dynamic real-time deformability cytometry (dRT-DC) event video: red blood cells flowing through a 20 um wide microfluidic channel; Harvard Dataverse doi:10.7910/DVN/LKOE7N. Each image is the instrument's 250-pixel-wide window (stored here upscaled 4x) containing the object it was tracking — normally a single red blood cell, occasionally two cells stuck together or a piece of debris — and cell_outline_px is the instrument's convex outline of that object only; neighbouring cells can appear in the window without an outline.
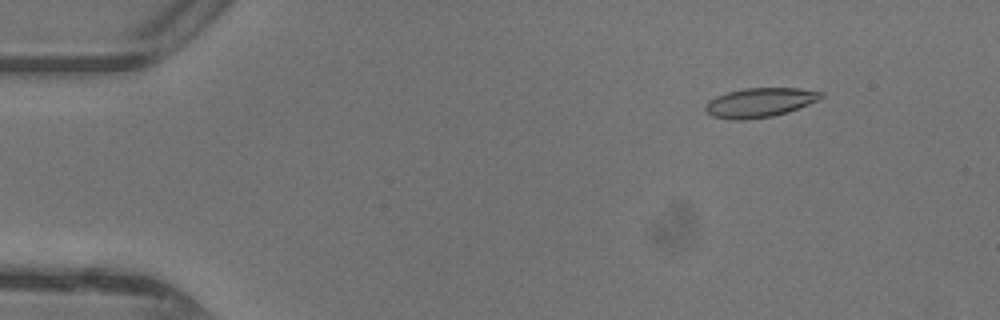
{"species": "common noctule bat (a hibernating species)", "species_latin": "Nyctalus noctula", "temperature_condition": "warm", "stored_images_in_passage": 45, "camera_frame_rate_fps": 3000, "um_per_image_px": 0.085, "animal": {"sex": "female"}, "frame": {"image": 1, "passage_image": 4, "time_ms": 1.0, "image_size_px": [1000, 320], "cell_outline_px": [[824, 96], [820, 100], [788, 112], [772, 116], [744, 120], [732, 120], [712, 116], [704, 108], [704, 104], [708, 100], [716, 96], [728, 92], [744, 88], [800, 88], [824, 92]], "centroid_in_image_um": [64.6, 8.71], "position_along_channel_um": 20.4, "area_um2": 19.94}}
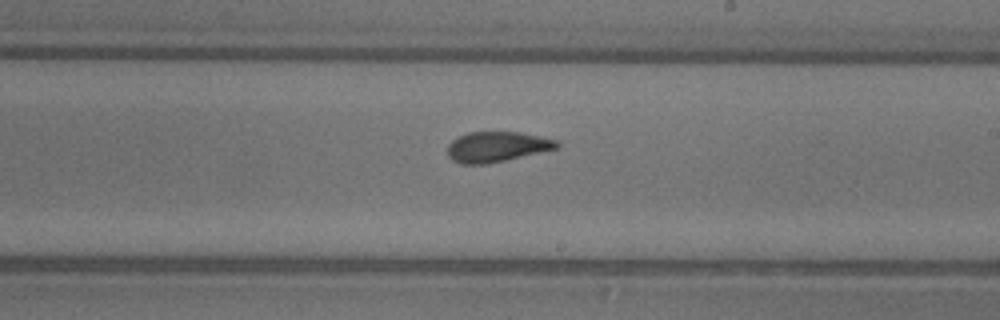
{"frame": {"image": 2, "passage_image": 26, "time_ms": 8.333, "image_size_px": [1000, 320], "cell_outline_px": [[560, 148], [488, 164], [460, 164], [452, 160], [448, 156], [448, 144], [456, 136], [468, 132], [520, 132], [540, 136], [556, 140], [560, 144]], "centroid_in_image_um": [42.23, 12.48], "position_along_channel_um": 246.8, "area_um2": 19.54}}
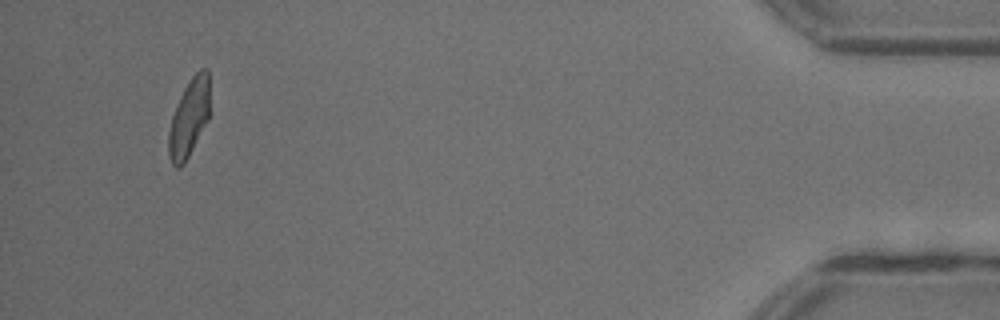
{"frame": {"image": 3, "passage_image": 43, "time_ms": 14.0, "image_size_px": [1000, 320], "cell_outline_px": [[208, 120], [184, 164], [180, 168], [176, 168], [172, 164], [168, 156], [168, 132], [172, 116], [180, 96], [184, 88], [192, 76], [200, 68], [208, 68]], "centroid_in_image_um": [16.04, 10.05], "position_along_channel_um": 419.2, "area_um2": 18.5}, "authors_computed_cell_mechanics": {"area_um2": 19.8254, "velocity_mm_per_s": 4.3905, "shape_relaxation_time_tau1_ms": 6.917, "shape_relaxation_time_tau2_ms": 1.3163, "deformation_change_tau1": 0.1863, "deformation_change_tau2": 0.071}}